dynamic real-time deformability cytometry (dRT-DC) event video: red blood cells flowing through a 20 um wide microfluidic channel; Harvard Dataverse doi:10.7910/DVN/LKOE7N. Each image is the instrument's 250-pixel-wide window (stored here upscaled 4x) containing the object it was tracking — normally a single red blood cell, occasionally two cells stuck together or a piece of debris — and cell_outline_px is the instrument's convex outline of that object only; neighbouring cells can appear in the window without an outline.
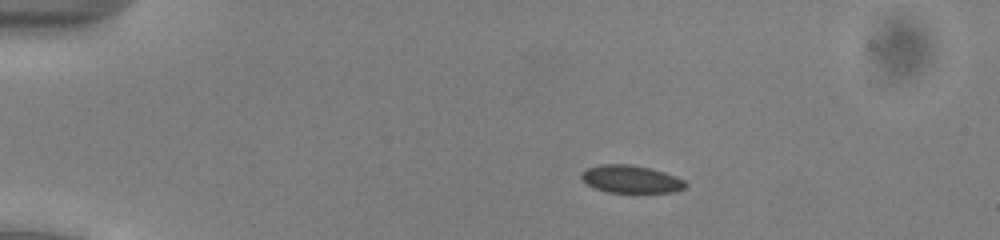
{"species": "common noctule bat (a hibernating species)", "species_latin": "Nyctalus noctula", "temperature_condition": "cold", "stored_images_in_passage": 54, "camera_frame_rate_fps": 3000, "um_per_image_px": 0.085, "animal": {"sex": "male", "body_mass_g": 13.0, "forearm_length_mm": 53.1}, "frame": {"image": 1, "passage_image": 12, "time_ms": 3.667, "image_size_px": [1000, 240], "cell_outline_px": [[688, 184], [684, 188], [672, 192], [608, 192], [596, 188], [588, 184], [580, 176], [580, 172], [588, 168], [600, 164], [628, 164], [652, 168], [676, 176], [684, 180]], "centroid_in_image_um": [53.64, 15.21], "position_along_channel_um": 31.4, "area_um2": 16.7}}
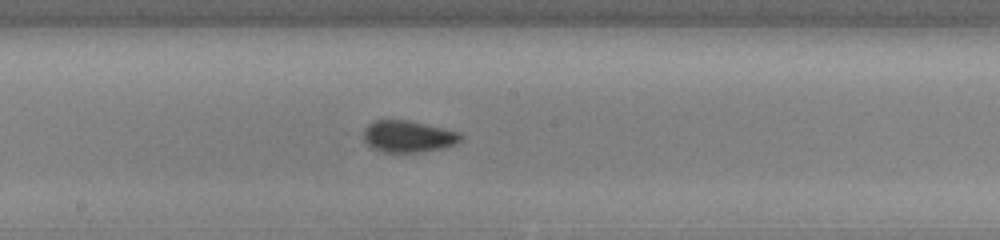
{"frame": {"image": 2, "passage_image": 31, "time_ms": 10.0, "image_size_px": [1000, 240], "cell_outline_px": [[464, 136], [456, 144], [444, 148], [420, 152], [380, 152], [372, 148], [364, 140], [364, 128], [368, 124], [376, 120], [408, 120], [460, 132]], "centroid_in_image_um": [34.7, 11.6], "position_along_channel_um": 213.5, "area_um2": 18.03}}
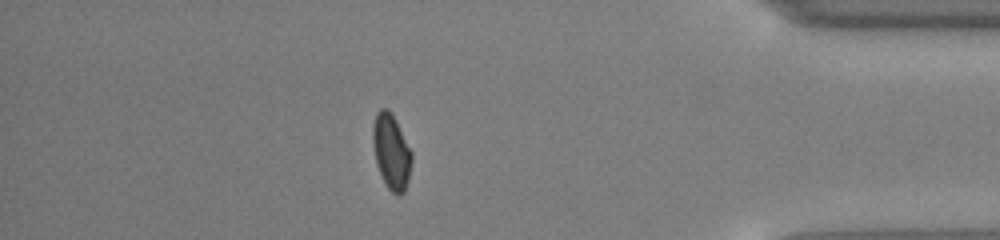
{"frame": {"image": 3, "passage_image": 48, "time_ms": 15.667, "image_size_px": [1000, 240], "cell_outline_px": [[412, 160], [408, 180], [404, 192], [400, 196], [392, 192], [388, 188], [376, 164], [372, 140], [372, 124], [376, 112], [380, 108], [388, 108], [392, 112], [412, 152]], "centroid_in_image_um": [33.25, 12.84], "position_along_channel_um": 401.9, "area_um2": 17.17}, "authors_computed_cell_mechanics": {"area_um2": 17.1377, "velocity_mm_per_s": 3.9259, "shape_relaxation_time_tau1_ms": 3.0355, "shape_relaxation_time_tau2_ms": null, "deformation_change_tau1": 0.0652, "deformation_change_tau2": null}}